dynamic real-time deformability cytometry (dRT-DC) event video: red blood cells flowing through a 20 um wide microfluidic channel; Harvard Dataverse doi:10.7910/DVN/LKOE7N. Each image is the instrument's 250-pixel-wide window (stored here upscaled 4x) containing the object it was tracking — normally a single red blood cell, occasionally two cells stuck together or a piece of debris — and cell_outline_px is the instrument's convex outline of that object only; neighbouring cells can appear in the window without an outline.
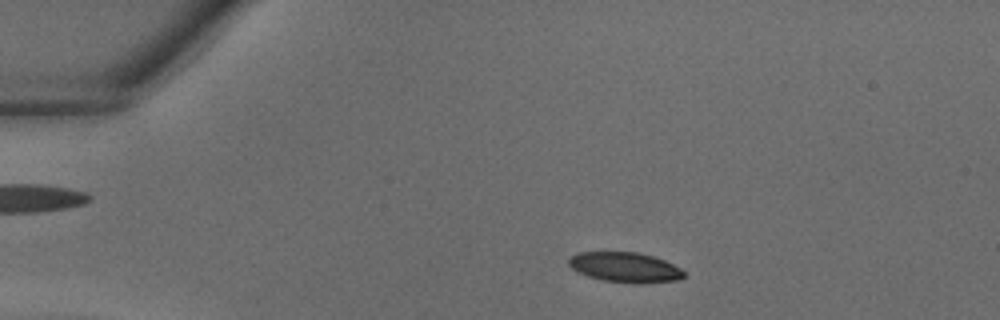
{"species": "common noctule bat (a hibernating species)", "species_latin": "Nyctalus noctula", "temperature_condition": "warm", "stored_images_in_passage": 37, "camera_frame_rate_fps": 3000, "um_per_image_px": 0.085, "animal": {"sex": "male", "body_mass_g": 18.8}, "frame": {"image": 1, "passage_image": 6, "time_ms": 1.667, "image_size_px": [1000, 320], "cell_outline_px": [[684, 276], [676, 280], [640, 284], [604, 280], [588, 276], [576, 272], [568, 264], [568, 260], [576, 252], [636, 252], [652, 256], [664, 260], [680, 268], [684, 272]], "centroid_in_image_um": [53.1, 22.72], "position_along_channel_um": 31.9, "area_um2": 20.06}}
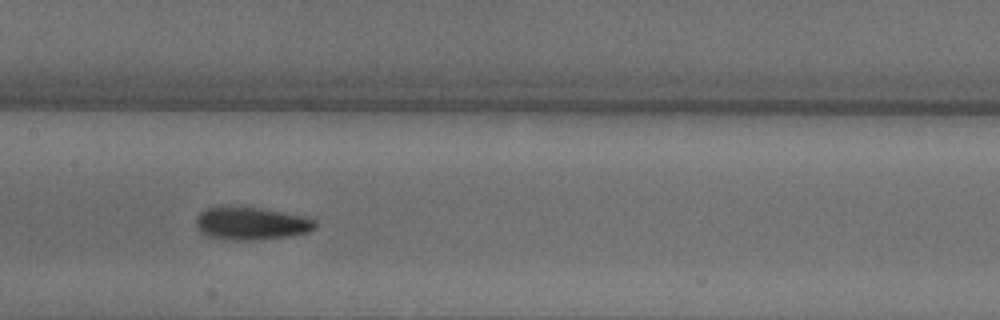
{"frame": {"image": 2, "passage_image": 18, "time_ms": 5.667, "image_size_px": [1000, 320], "cell_outline_px": [[316, 228], [308, 232], [288, 236], [252, 240], [232, 240], [208, 236], [200, 232], [196, 224], [196, 216], [200, 212], [208, 208], [220, 204], [228, 204], [260, 208], [304, 216], [316, 220]], "centroid_in_image_um": [21.31, 18.96], "position_along_channel_um": 186.1, "area_um2": 23.18}}
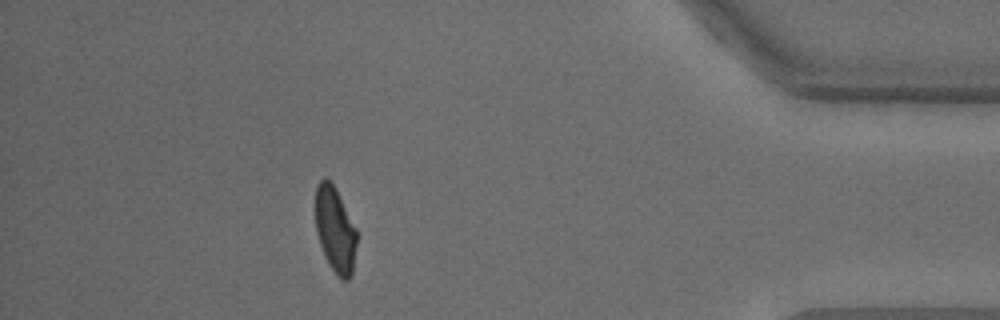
{"frame": {"image": 3, "passage_image": 33, "time_ms": 10.667, "image_size_px": [1000, 320], "cell_outline_px": [[356, 244], [352, 276], [348, 280], [340, 280], [328, 264], [320, 244], [316, 232], [316, 184], [324, 176], [336, 188], [356, 228]], "centroid_in_image_um": [28.49, 19.54], "position_along_channel_um": 406.7, "area_um2": 20.63}}